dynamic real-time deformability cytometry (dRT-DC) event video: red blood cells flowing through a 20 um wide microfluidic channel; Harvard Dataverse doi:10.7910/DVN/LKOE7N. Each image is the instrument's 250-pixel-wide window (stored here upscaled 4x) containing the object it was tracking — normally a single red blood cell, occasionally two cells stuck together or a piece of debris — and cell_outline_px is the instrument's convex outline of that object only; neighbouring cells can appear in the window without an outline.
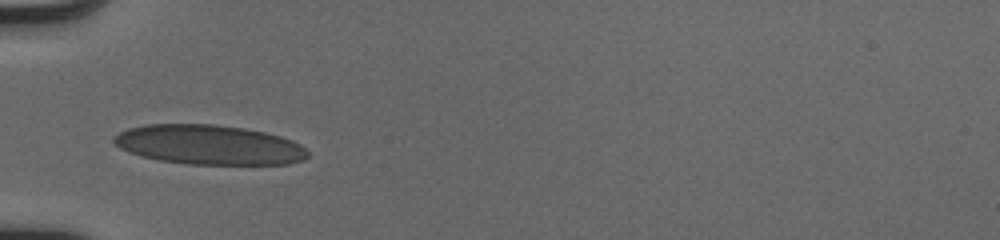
{"species": "human", "species_latin": "Homo sapiens", "temperature_condition": "cold", "stored_images_in_passage": 32, "camera_frame_rate_fps": 3000, "um_per_image_px": 0.085, "donor": {"sex": "male"}, "frame": {"image": 1, "passage_image": 1, "time_ms": 0.0, "image_size_px": [1000, 240], "cell_outline_px": [[308, 156], [304, 160], [288, 164], [188, 164], [160, 160], [140, 156], [128, 152], [112, 144], [112, 136], [128, 128], [144, 124], [212, 124], [244, 128], [264, 132], [280, 136], [292, 140], [300, 144], [308, 152]], "centroid_in_image_um": [17.72, 12.3], "position_along_channel_um": 67.3, "area_um2": 44.97}}
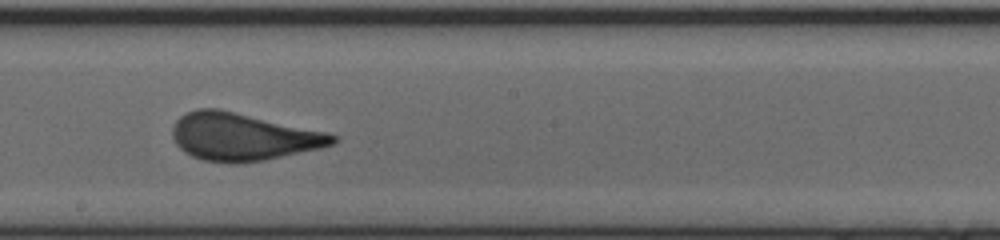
{"frame": {"image": 2, "passage_image": 13, "time_ms": 4.0, "image_size_px": [1000, 240], "cell_outline_px": [[340, 136], [332, 144], [320, 148], [264, 160], [236, 164], [232, 164], [204, 160], [192, 156], [184, 152], [176, 144], [172, 136], [172, 128], [176, 120], [180, 116], [196, 108], [220, 108], [328, 132]], "centroid_in_image_um": [20.63, 11.62], "position_along_channel_um": 227.6, "area_um2": 44.62}}
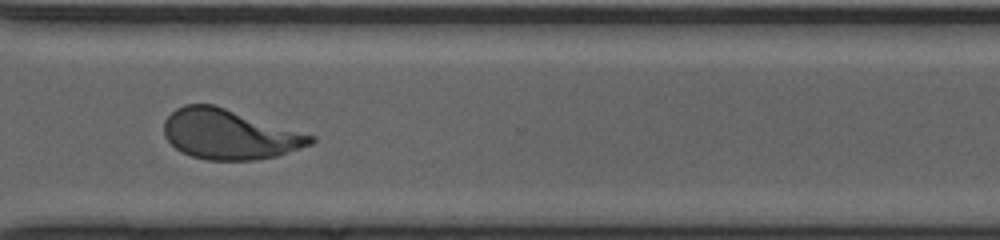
{"frame": {"image": 3, "passage_image": 22, "time_ms": 7.0, "image_size_px": [1000, 240], "cell_outline_px": [[316, 140], [312, 144], [276, 156], [252, 160], [208, 160], [192, 156], [176, 148], [164, 136], [164, 120], [176, 108], [184, 104], [212, 104], [316, 136]], "centroid_in_image_um": [19.49, 11.41], "position_along_channel_um": 351.1, "area_um2": 42.31}, "authors_computed_cell_mechanics": {"area_um2": 42.7431, "velocity_mm_per_s": 4.1118, "shape_relaxation_time_tau1_ms": 5.0788, "shape_relaxation_time_tau2_ms": null, "deformation_change_tau1": 0.187, "deformation_change_tau2": null}}